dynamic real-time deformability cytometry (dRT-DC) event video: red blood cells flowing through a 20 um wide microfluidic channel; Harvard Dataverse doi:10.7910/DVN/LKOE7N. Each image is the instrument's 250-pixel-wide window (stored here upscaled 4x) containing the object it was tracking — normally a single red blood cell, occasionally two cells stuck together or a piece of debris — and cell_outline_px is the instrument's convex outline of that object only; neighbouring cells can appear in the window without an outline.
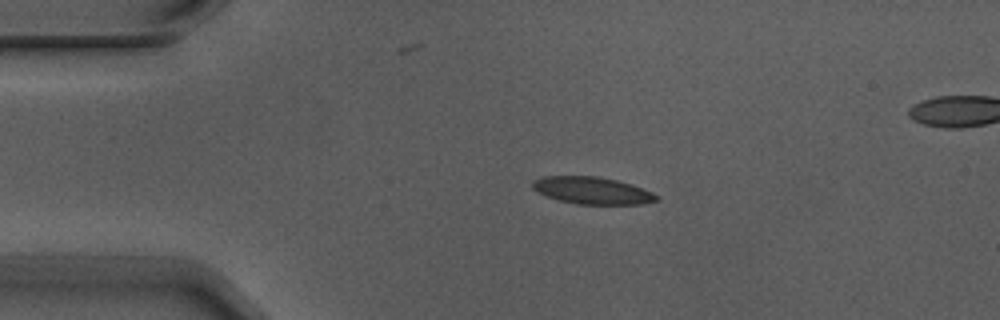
{"species": "Egyptian fruit bat (a non-hibernating species)", "species_latin": "Rousettus aegyptiacus", "temperature_condition": "warm", "stored_images_in_passage": 5, "segment_of_instrument_passage": [1, 2], "camera_frame_rate_fps": 3000, "um_per_image_px": 0.085, "animal": {"sex": "male"}, "frame": {"image": 1, "passage_image": 3, "time_ms": 0.667, "image_size_px": [1000, 320], "cell_outline_px": [[660, 200], [640, 204], [576, 204], [544, 196], [536, 192], [532, 188], [532, 180], [544, 176], [596, 176], [616, 180], [652, 192], [660, 196]], "centroid_in_image_um": [50.29, 16.2], "position_along_channel_um": 34.7, "area_um2": 19.59}}